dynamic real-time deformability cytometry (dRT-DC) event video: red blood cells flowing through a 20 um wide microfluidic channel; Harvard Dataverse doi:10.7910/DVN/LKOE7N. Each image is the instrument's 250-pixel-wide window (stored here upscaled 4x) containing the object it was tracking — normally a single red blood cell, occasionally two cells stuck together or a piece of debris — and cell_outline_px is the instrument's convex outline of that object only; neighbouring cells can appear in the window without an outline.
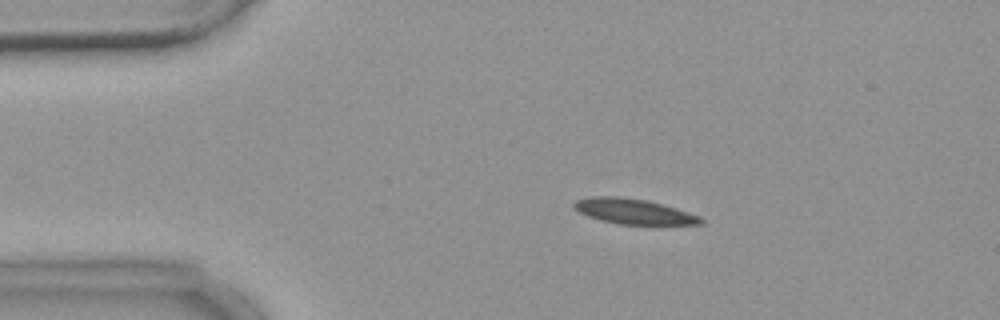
{"species": "common noctule bat (a hibernating species)", "species_latin": "Nyctalus noctula", "temperature_condition": "warm", "stored_images_in_passage": 3, "camera_frame_rate_fps": 3000, "um_per_image_px": 0.085, "animal": {"sex": "female", "body_mass_g": 18.4}, "frame": {"image": 1, "passage_image": 2, "time_ms": 1.0, "image_size_px": [1000, 320], "cell_outline_px": [[704, 224], [620, 224], [600, 220], [588, 216], [572, 208], [572, 204], [576, 200], [596, 196], [616, 196], [648, 200], [676, 208], [700, 216], [704, 220]], "centroid_in_image_um": [53.85, 17.96], "position_along_channel_um": 31.2, "area_um2": 18.55}}